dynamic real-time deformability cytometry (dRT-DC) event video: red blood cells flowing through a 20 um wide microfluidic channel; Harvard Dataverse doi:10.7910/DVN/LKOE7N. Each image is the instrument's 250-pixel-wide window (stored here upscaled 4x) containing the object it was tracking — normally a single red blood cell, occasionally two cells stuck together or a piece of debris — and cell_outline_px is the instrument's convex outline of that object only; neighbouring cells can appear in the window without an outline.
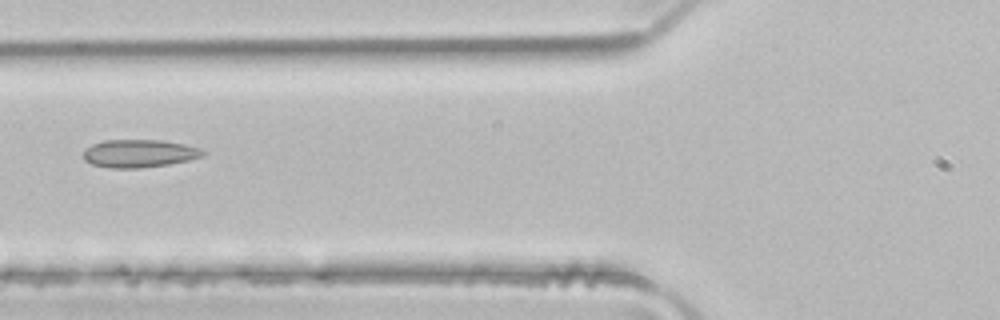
{"species": "common noctule bat (a hibernating species)", "species_latin": "Nyctalus noctula", "temperature_condition": "room temperature", "stored_images_in_passage": 6, "camera_frame_rate_fps": 3000, "um_per_image_px": 0.085, "animal": {"sex": "male", "body_mass_g": 21.5, "forearm_length_mm": 52.0}, "frame": {"image": 1, "passage_image": 6, "time_ms": 1.667, "image_size_px": [1000, 320], "cell_outline_px": [[208, 152], [200, 156], [188, 160], [168, 164], [140, 168], [108, 168], [92, 164], [84, 160], [84, 152], [92, 144], [104, 140], [160, 140], [184, 144], [200, 148]], "centroid_in_image_um": [11.83, 13.04], "position_along_channel_um": 114.0, "area_um2": 19.31}}